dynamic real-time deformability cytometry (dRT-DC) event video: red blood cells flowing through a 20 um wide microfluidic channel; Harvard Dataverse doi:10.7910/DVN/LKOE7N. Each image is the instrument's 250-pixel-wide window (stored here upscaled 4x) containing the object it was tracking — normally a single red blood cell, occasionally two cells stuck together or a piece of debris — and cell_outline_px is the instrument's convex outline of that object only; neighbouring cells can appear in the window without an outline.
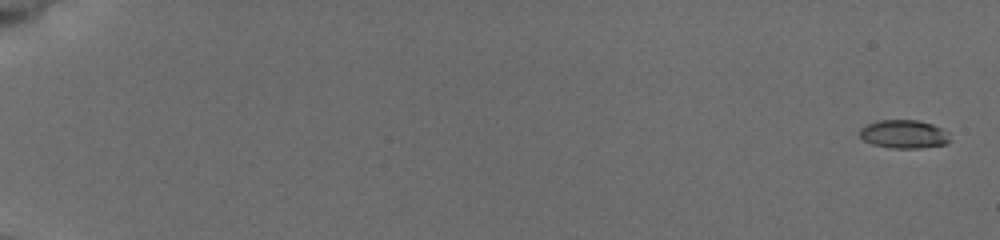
{"species": "common noctule bat (a hibernating species)", "species_latin": "Nyctalus noctula", "temperature_condition": "cold", "stored_images_in_passage": 51, "camera_frame_rate_fps": 3000, "um_per_image_px": 0.085, "animal": {"sex": "female", "body_mass_g": 19.5, "forearm_length_mm": 54.1}, "frame": {"image": 1, "passage_image": 3, "time_ms": 0.333, "image_size_px": [1000, 240], "cell_outline_px": [[948, 140], [944, 144], [916, 148], [892, 148], [872, 144], [864, 140], [860, 136], [860, 128], [864, 124], [876, 120], [916, 120], [932, 124], [948, 132]], "centroid_in_image_um": [76.76, 11.38], "position_along_channel_um": 8.2, "area_um2": 14.8}}
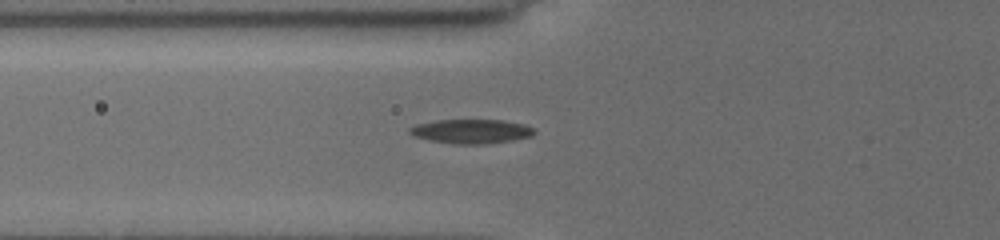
{"frame": {"image": 2, "passage_image": 37, "time_ms": 7.667, "image_size_px": [1000, 240], "cell_outline_px": [[536, 132], [532, 136], [512, 140], [480, 144], [460, 144], [432, 140], [416, 136], [408, 132], [408, 128], [416, 124], [436, 120], [504, 120], [524, 124], [536, 128]], "centroid_in_image_um": [40.1, 11.15], "position_along_channel_um": 85.7, "area_um2": 17.46}}
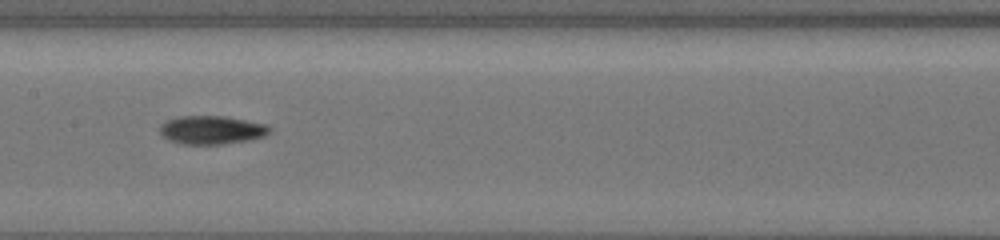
{"frame": {"image": 3, "passage_image": 50, "time_ms": 10.333, "image_size_px": [1000, 240], "cell_outline_px": [[272, 128], [264, 136], [244, 140], [220, 144], [184, 144], [172, 140], [164, 136], [160, 132], [160, 124], [164, 120], [176, 116], [224, 116], [264, 124]], "centroid_in_image_um": [17.93, 11.02], "position_along_channel_um": 189.5, "area_um2": 17.86}}